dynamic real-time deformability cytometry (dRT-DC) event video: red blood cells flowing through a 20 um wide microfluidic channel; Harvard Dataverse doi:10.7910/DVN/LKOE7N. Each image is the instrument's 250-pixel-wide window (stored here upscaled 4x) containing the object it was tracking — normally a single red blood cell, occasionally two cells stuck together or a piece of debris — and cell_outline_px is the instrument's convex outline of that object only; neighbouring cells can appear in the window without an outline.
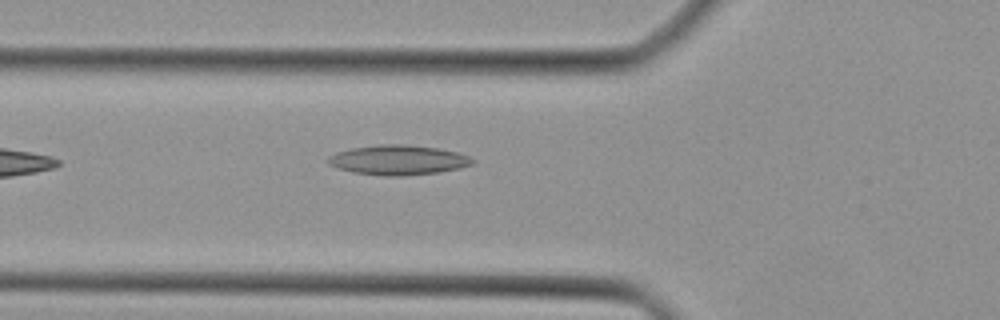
{"species": "Egyptian fruit bat (a non-hibernating species)", "species_latin": "Rousettus aegyptiacus", "temperature_condition": "cold", "stored_images_in_passage": 13, "camera_frame_rate_fps": 3000, "um_per_image_px": 0.085, "animal": {"sex": "female"}, "frame": {"image": 1, "passage_image": 4, "time_ms": 1.0, "image_size_px": [1000, 320], "cell_outline_px": [[476, 160], [472, 164], [460, 168], [440, 172], [400, 176], [388, 176], [352, 172], [328, 164], [324, 160], [328, 156], [336, 152], [352, 148], [376, 144], [404, 144], [440, 148], [456, 152], [468, 156]], "centroid_in_image_um": [33.83, 13.59], "position_along_channel_um": 92.0, "area_um2": 25.2}}
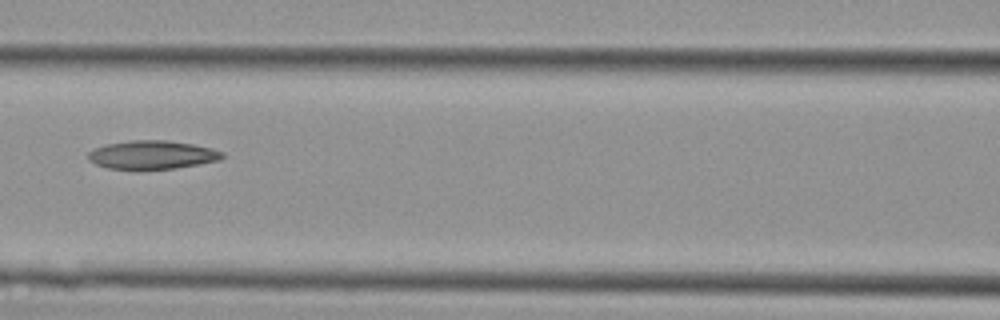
{"frame": {"image": 2, "passage_image": 8, "time_ms": 2.333, "image_size_px": [1000, 320], "cell_outline_px": [[224, 156], [220, 160], [176, 168], [136, 172], [108, 168], [96, 164], [88, 160], [88, 152], [104, 144], [132, 140], [168, 140], [192, 144], [212, 148], [224, 152]], "centroid_in_image_um": [12.9, 13.19], "position_along_channel_um": 153.7, "area_um2": 23.0}}
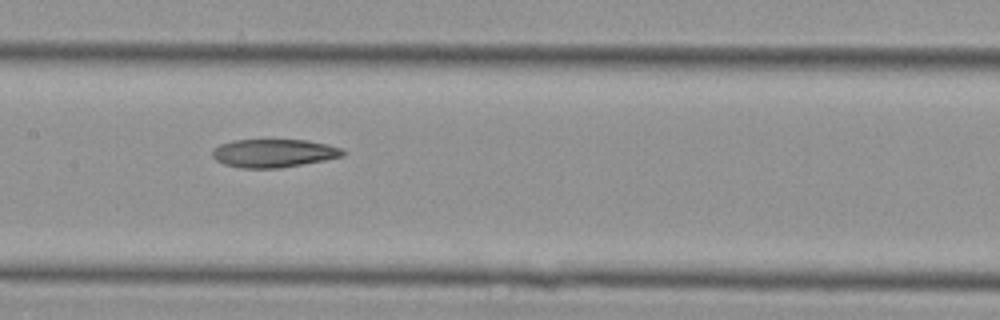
{"frame": {"image": 3, "passage_image": 10, "time_ms": 3.0, "image_size_px": [1000, 320], "cell_outline_px": [[344, 156], [324, 160], [280, 168], [240, 168], [224, 164], [216, 160], [212, 156], [212, 148], [220, 144], [232, 140], [308, 140], [328, 144], [340, 148], [344, 152]], "centroid_in_image_um": [23.23, 13.02], "position_along_channel_um": 184.2, "area_um2": 21.5}}